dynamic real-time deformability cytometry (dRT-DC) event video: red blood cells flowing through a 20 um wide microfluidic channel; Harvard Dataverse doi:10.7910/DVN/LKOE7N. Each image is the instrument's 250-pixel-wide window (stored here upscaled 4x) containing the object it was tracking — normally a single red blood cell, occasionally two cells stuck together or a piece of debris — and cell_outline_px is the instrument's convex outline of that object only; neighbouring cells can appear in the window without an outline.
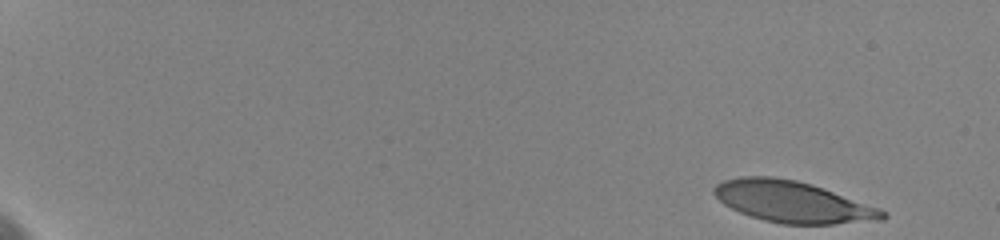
{"species": "human", "species_latin": "Homo sapiens", "temperature_condition": "cold", "stored_images_in_passage": 27, "camera_frame_rate_fps": 3000, "um_per_image_px": 0.085, "donor": {"sex": "female"}, "frame": {"image": 1, "passage_image": 1, "time_ms": 0.0, "image_size_px": [1000, 240], "cell_outline_px": [[888, 216], [884, 220], [832, 224], [780, 224], [764, 220], [740, 212], [724, 204], [712, 192], [712, 188], [716, 184], [724, 180], [740, 176], [772, 176], [796, 180], [812, 184], [880, 208]], "centroid_in_image_um": [67.37, 17.15], "position_along_channel_um": 17.6, "area_um2": 40.58}}
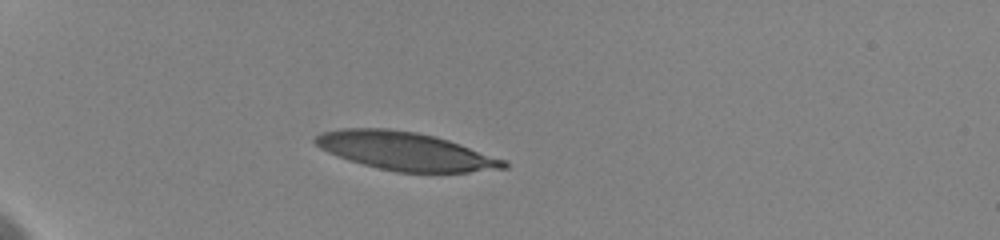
{"frame": {"image": 2, "passage_image": 22, "time_ms": 4.667, "image_size_px": [1000, 240], "cell_outline_px": [[508, 168], [468, 172], [396, 172], [348, 160], [328, 152], [320, 148], [312, 140], [320, 132], [340, 128], [388, 128], [416, 132], [436, 136], [508, 160]], "centroid_in_image_um": [34.47, 12.84], "position_along_channel_um": 50.5, "area_um2": 42.02}}